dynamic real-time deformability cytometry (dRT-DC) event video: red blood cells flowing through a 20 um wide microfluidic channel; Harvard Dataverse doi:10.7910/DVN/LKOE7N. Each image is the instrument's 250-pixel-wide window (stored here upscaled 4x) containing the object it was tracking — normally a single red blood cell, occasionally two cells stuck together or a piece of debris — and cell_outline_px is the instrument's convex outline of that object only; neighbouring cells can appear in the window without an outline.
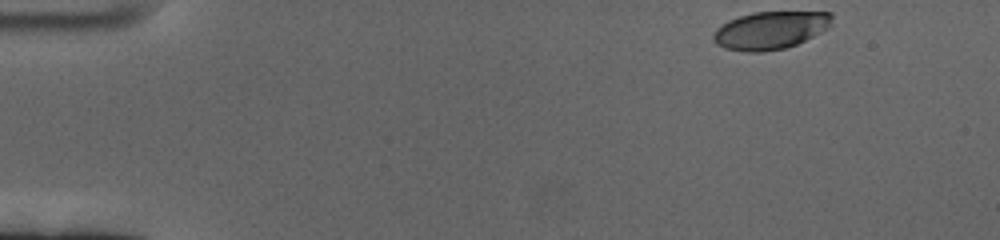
{"species": "human", "species_latin": "Homo sapiens", "temperature_condition": "cold", "stored_images_in_passage": 55, "camera_frame_rate_fps": 3000, "um_per_image_px": 0.085, "donor": {"sex": "female"}, "frame": {"image": 1, "passage_image": 1, "time_ms": 0.0, "image_size_px": [1000, 240], "cell_outline_px": [[832, 24], [828, 28], [796, 44], [784, 48], [760, 52], [748, 52], [724, 48], [716, 44], [712, 40], [712, 36], [716, 28], [728, 20], [752, 12], [832, 12]], "centroid_in_image_um": [65.45, 2.57], "position_along_channel_um": 19.6, "area_um2": 26.07}}
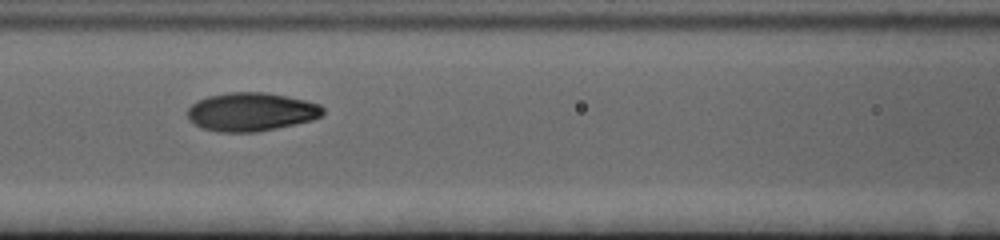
{"frame": {"image": 2, "passage_image": 22, "time_ms": 7.0, "image_size_px": [1000, 240], "cell_outline_px": [[324, 116], [312, 120], [296, 124], [256, 132], [220, 132], [204, 128], [196, 124], [188, 116], [188, 108], [196, 100], [208, 96], [232, 92], [264, 92], [304, 100], [320, 104], [324, 108]], "centroid_in_image_um": [21.39, 9.5], "position_along_channel_um": 145.2, "area_um2": 30.23}}
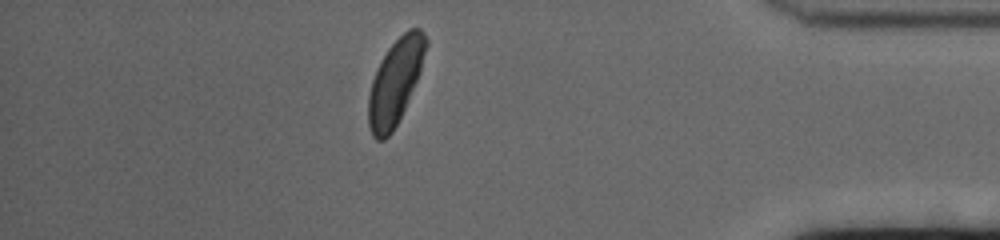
{"frame": {"image": 3, "passage_image": 48, "time_ms": 15.667, "image_size_px": [1000, 240], "cell_outline_px": [[428, 44], [420, 72], [404, 108], [392, 132], [384, 140], [376, 140], [372, 136], [368, 124], [368, 96], [372, 80], [376, 68], [380, 60], [388, 48], [408, 28], [420, 28], [424, 32], [428, 40]], "centroid_in_image_um": [33.59, 6.93], "position_along_channel_um": 401.6, "area_um2": 28.38}, "authors_computed_cell_mechanics": {"area_um2": 28.6688, "velocity_mm_per_s": 3.3515, "shape_relaxation_time_tau1_ms": 2.7588, "shape_relaxation_time_tau2_ms": null, "deformation_change_tau1": 0.1528, "deformation_change_tau2": null}}